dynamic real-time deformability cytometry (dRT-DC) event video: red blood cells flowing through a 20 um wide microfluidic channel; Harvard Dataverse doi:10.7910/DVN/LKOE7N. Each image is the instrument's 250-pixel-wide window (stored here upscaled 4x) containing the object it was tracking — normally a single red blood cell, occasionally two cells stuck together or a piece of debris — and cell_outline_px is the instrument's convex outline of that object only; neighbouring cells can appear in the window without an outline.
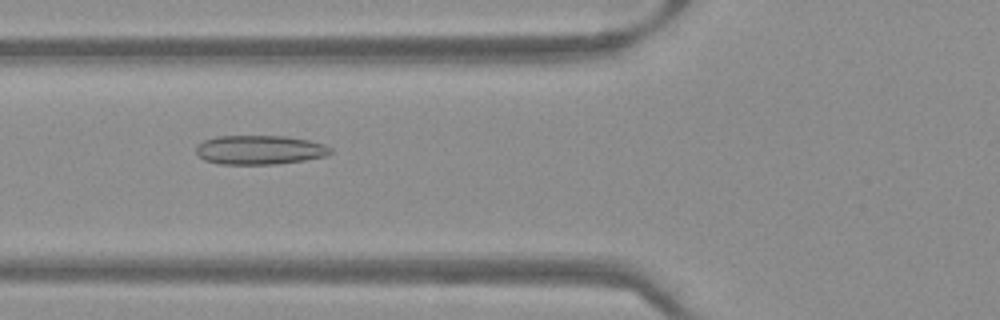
{"species": "Egyptian fruit bat (a non-hibernating species)", "species_latin": "Rousettus aegyptiacus", "temperature_condition": "warm", "stored_images_in_passage": 51, "camera_frame_rate_fps": 3000, "um_per_image_px": 0.085, "frame": {"image": 1, "passage_image": 20, "time_ms": 6.333, "image_size_px": [1000, 320], "cell_outline_px": [[332, 152], [324, 156], [304, 160], [276, 164], [220, 164], [204, 160], [196, 152], [196, 144], [204, 140], [216, 136], [288, 136], [308, 140], [324, 144], [332, 148]], "centroid_in_image_um": [22.05, 12.73], "position_along_channel_um": 103.7, "area_um2": 22.89}}
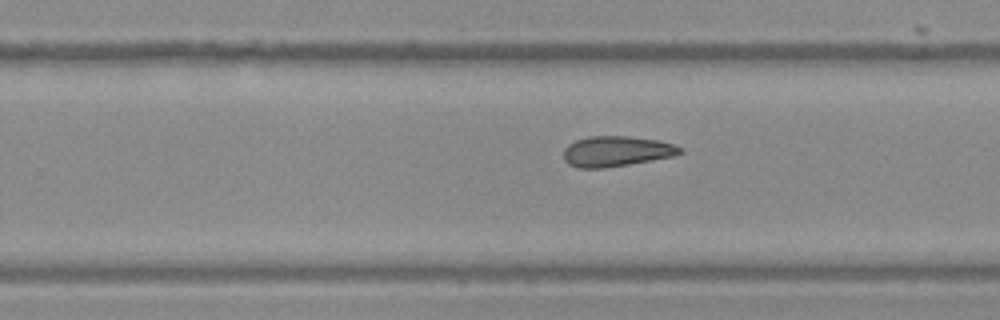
{"frame": {"image": 2, "passage_image": 33, "time_ms": 10.667, "image_size_px": [1000, 320], "cell_outline_px": [[684, 152], [672, 156], [652, 160], [604, 168], [580, 168], [568, 164], [564, 160], [564, 148], [568, 144], [576, 140], [588, 136], [628, 136], [660, 140], [676, 144]], "centroid_in_image_um": [52.39, 12.85], "position_along_channel_um": 277.4, "area_um2": 20.69}}
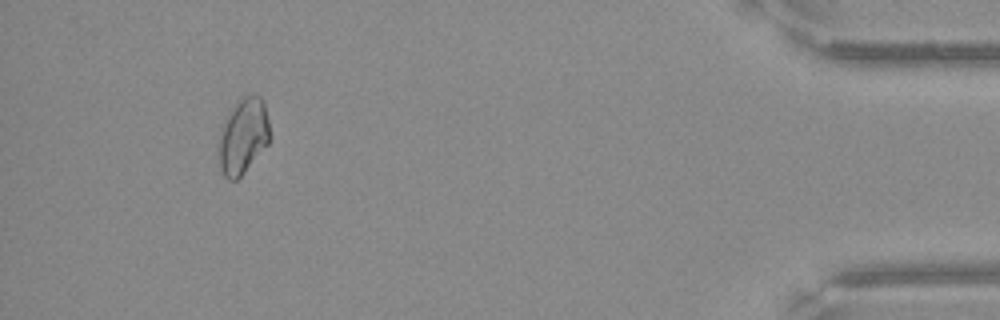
{"frame": {"image": 3, "passage_image": 48, "time_ms": 15.667, "image_size_px": [1000, 320], "cell_outline_px": [[272, 136], [268, 144], [244, 172], [236, 180], [228, 180], [224, 176], [220, 168], [216, 152], [216, 144], [220, 128], [232, 108], [244, 96], [260, 96], [264, 100]], "centroid_in_image_um": [20.64, 11.6], "position_along_channel_um": 414.6, "area_um2": 23.0}}